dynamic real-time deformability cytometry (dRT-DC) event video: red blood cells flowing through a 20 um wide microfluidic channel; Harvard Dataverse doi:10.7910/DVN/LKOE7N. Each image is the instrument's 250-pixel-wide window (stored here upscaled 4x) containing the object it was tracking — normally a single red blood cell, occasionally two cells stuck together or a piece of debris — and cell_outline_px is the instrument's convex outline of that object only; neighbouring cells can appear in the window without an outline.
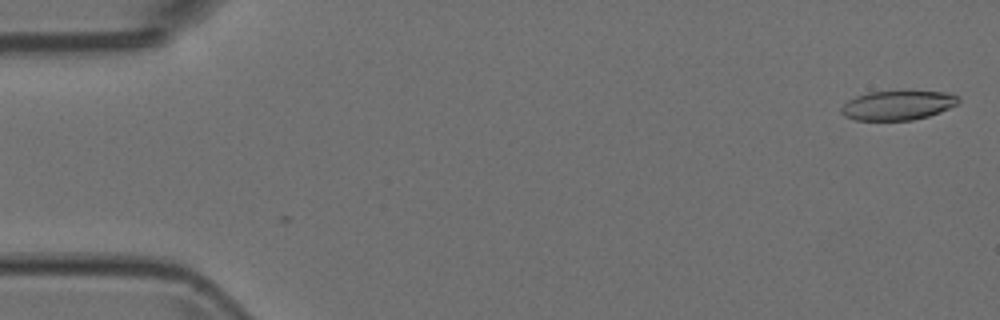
{"species": "Egyptian fruit bat (a non-hibernating species)", "species_latin": "Rousettus aegyptiacus", "temperature_condition": "room temperature", "stored_images_in_passage": 3, "camera_frame_rate_fps": 3000, "um_per_image_px": 0.085, "animal": {"sex": "female"}, "frame": {"image": 1, "passage_image": 1, "time_ms": 0.0, "image_size_px": [1000, 320], "cell_outline_px": [[960, 100], [956, 104], [940, 112], [928, 116], [912, 120], [856, 120], [844, 116], [840, 112], [840, 108], [848, 100], [856, 96], [868, 92], [948, 92], [956, 96]], "centroid_in_image_um": [76.26, 8.96], "position_along_channel_um": 8.7, "area_um2": 19.77}}